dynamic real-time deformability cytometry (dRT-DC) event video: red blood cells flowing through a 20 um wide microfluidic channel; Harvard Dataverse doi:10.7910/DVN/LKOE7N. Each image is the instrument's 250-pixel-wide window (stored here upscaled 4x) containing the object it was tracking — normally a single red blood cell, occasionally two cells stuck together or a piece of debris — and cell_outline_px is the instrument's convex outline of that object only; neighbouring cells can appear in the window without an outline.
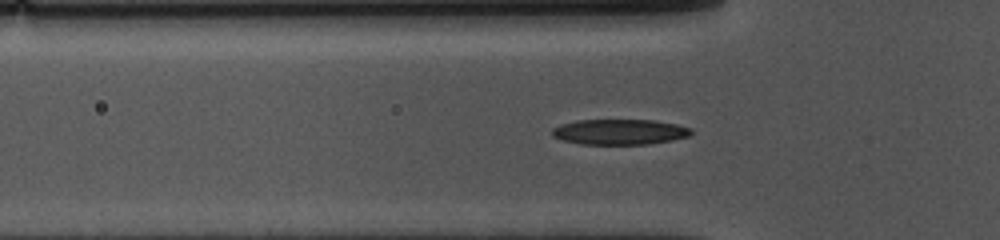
{"species": "common noctule bat (a hibernating species)", "species_latin": "Nyctalus noctula", "temperature_condition": "cold", "stored_images_in_passage": 39, "camera_frame_rate_fps": 3000, "um_per_image_px": 0.085, "animal": {"sex": "female", "body_mass_g": 10.0, "forearm_length_mm": 53.1}, "frame": {"image": 1, "passage_image": 11, "time_ms": 3.333, "image_size_px": [1000, 240], "cell_outline_px": [[692, 132], [688, 136], [672, 140], [648, 144], [580, 144], [564, 140], [552, 136], [552, 128], [560, 124], [576, 120], [656, 120], [676, 124], [692, 128]], "centroid_in_image_um": [52.66, 11.2], "position_along_channel_um": 73.1, "area_um2": 20.63}}
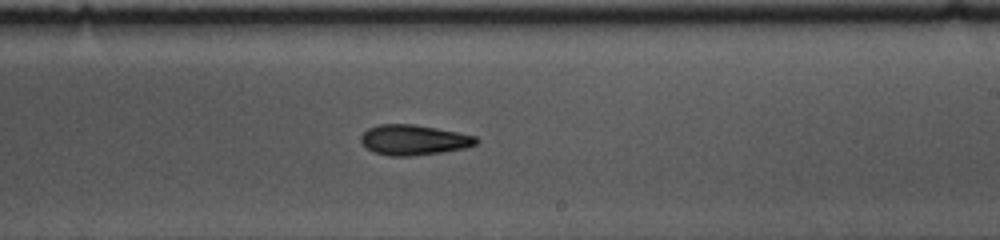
{"frame": {"image": 2, "passage_image": 26, "time_ms": 8.333, "image_size_px": [1000, 240], "cell_outline_px": [[480, 140], [476, 144], [464, 148], [440, 152], [408, 156], [388, 156], [372, 152], [360, 140], [360, 136], [368, 128], [380, 124], [412, 124], [436, 128], [476, 136]], "centroid_in_image_um": [35.15, 11.89], "position_along_channel_um": 253.9, "area_um2": 20.17}}
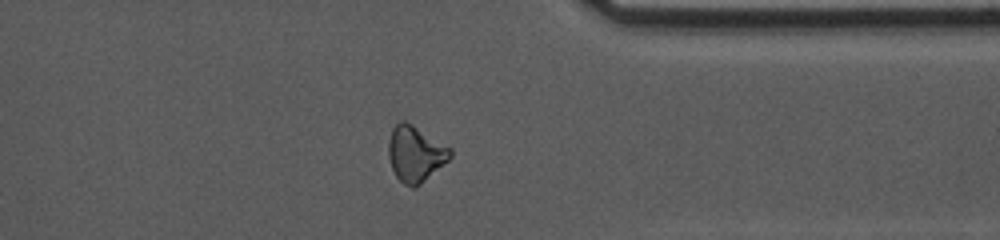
{"frame": {"image": 3, "passage_image": 37, "time_ms": 12.0, "image_size_px": [1000, 240], "cell_outline_px": [[452, 156], [448, 160], [416, 188], [412, 188], [404, 184], [396, 176], [392, 168], [388, 156], [388, 140], [392, 128], [400, 120], [404, 120], [412, 124], [452, 148]], "centroid_in_image_um": [35.3, 13.06], "position_along_channel_um": 376.1, "area_um2": 20.17}}